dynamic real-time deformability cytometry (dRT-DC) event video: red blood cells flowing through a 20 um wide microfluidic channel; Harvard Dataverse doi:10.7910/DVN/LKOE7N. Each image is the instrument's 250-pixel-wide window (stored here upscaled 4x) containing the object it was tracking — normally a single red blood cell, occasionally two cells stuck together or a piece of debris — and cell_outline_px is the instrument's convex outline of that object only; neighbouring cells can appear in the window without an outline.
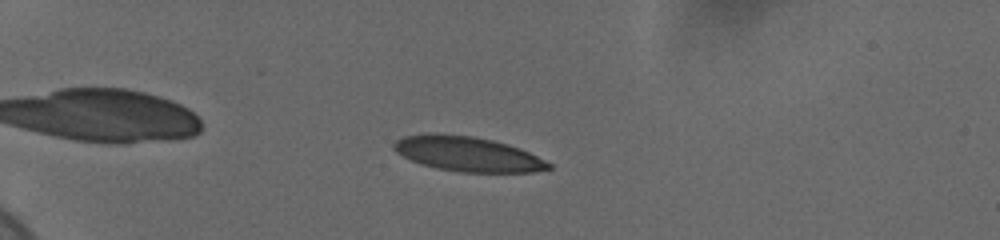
{"species": "human", "species_latin": "Homo sapiens", "temperature_condition": "cold", "stored_images_in_passage": 55, "camera_frame_rate_fps": 3000, "um_per_image_px": 0.085, "donor": {"sex": "female"}, "frame": {"image": 1, "passage_image": 14, "time_ms": 4.333, "image_size_px": [1000, 240], "cell_outline_px": [[552, 168], [532, 172], [460, 172], [436, 168], [420, 164], [396, 152], [392, 148], [392, 144], [396, 140], [404, 136], [428, 132], [432, 132], [472, 136], [492, 140], [520, 148], [552, 164]], "centroid_in_image_um": [39.7, 13.08], "position_along_channel_um": 45.3, "area_um2": 31.44}}
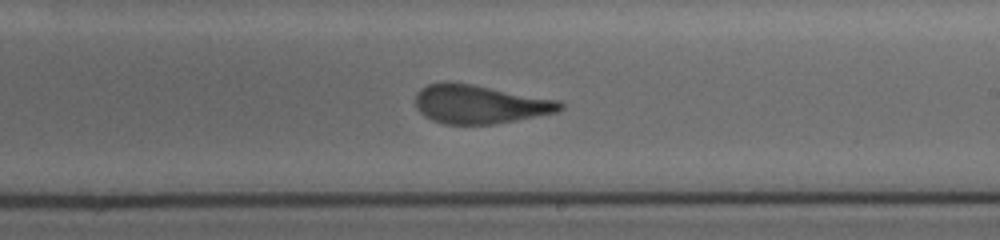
{"frame": {"image": 2, "passage_image": 35, "time_ms": 11.333, "image_size_px": [1000, 240], "cell_outline_px": [[564, 108], [556, 112], [496, 124], [444, 124], [432, 120], [424, 116], [416, 108], [416, 92], [420, 88], [428, 84], [444, 80], [472, 84], [560, 100], [564, 104]], "centroid_in_image_um": [40.75, 8.84], "position_along_channel_um": 248.2, "area_um2": 32.89}}
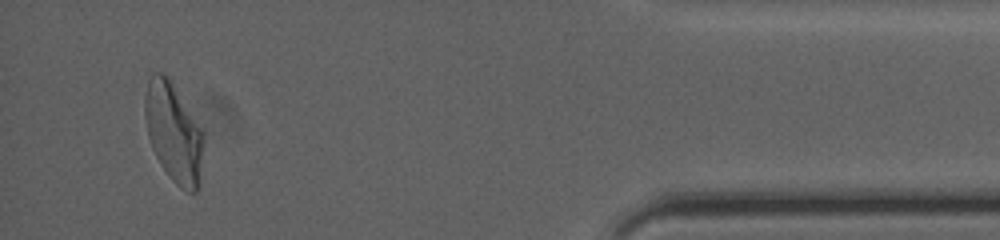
{"frame": {"image": 3, "passage_image": 53, "time_ms": 17.333, "image_size_px": [1000, 240], "cell_outline_px": [[204, 136], [200, 184], [196, 192], [188, 192], [180, 188], [172, 180], [160, 164], [152, 148], [148, 136], [144, 116], [144, 96], [148, 80], [152, 72], [164, 72], [168, 76], [204, 132]], "centroid_in_image_um": [14.75, 11.26], "position_along_channel_um": 420.5, "area_um2": 34.28}, "authors_computed_cell_mechanics": {"area_um2": 32.7148, "velocity_mm_per_s": 3.6853, "shape_relaxation_time_tau1_ms": 4.2321, "shape_relaxation_time_tau2_ms": 1.0895, "deformation_change_tau1": 0.1704, "deformation_change_tau2": 0.0845}}